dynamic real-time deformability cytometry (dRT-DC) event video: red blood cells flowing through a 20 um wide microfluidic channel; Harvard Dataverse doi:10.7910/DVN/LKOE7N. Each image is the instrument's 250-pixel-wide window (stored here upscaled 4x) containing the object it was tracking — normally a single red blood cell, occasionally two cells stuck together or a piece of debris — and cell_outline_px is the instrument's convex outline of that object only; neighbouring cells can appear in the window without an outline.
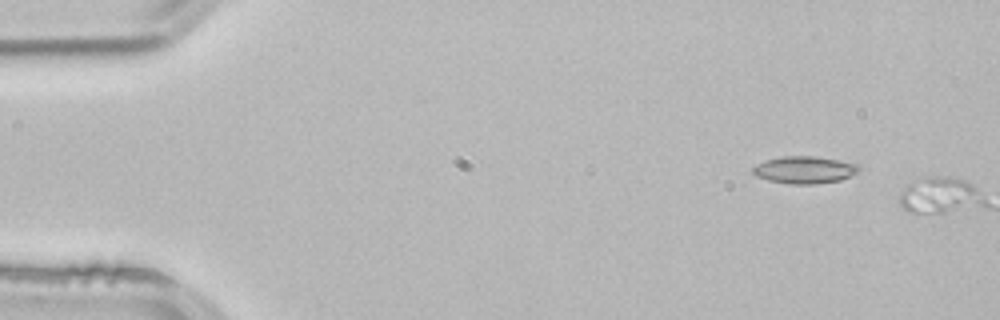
{"species": "common noctule bat (a hibernating species)", "species_latin": "Nyctalus noctula", "temperature_condition": "room temperature", "stored_images_in_passage": 2, "camera_frame_rate_fps": 3000, "um_per_image_px": 0.085, "animal": {"sex": "male", "body_mass_g": 21.5, "forearm_length_mm": 52.0}, "frame": {"image": 1, "passage_image": 1, "time_ms": 0.0, "image_size_px": [1000, 320], "cell_outline_px": [[860, 172], [840, 180], [816, 184], [788, 184], [768, 180], [756, 176], [752, 172], [752, 168], [756, 164], [764, 160], [784, 156], [816, 156], [856, 164], [860, 168]], "centroid_in_image_um": [68.36, 14.44], "position_along_channel_um": 16.6, "area_um2": 16.88}}